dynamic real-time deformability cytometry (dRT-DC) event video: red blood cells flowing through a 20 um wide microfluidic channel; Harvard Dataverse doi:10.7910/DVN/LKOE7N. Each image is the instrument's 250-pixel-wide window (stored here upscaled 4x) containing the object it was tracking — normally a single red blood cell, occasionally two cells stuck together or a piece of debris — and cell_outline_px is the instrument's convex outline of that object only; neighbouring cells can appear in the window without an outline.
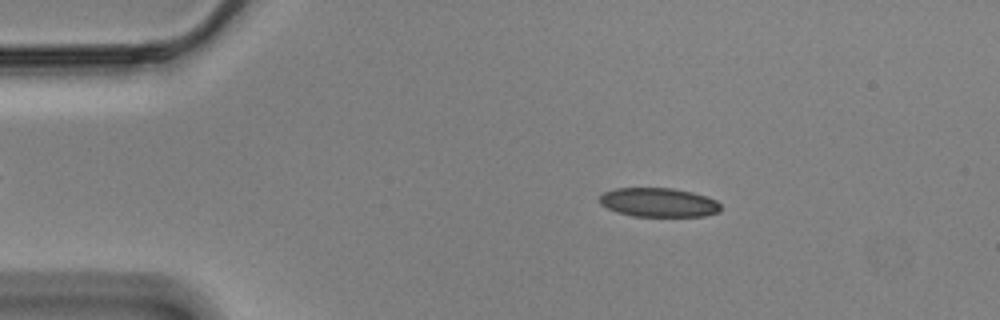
{"species": "Egyptian fruit bat (a non-hibernating species)", "species_latin": "Rousettus aegyptiacus", "temperature_condition": "cold", "stored_images_in_passage": 56, "camera_frame_rate_fps": 3000, "um_per_image_px": 0.085, "animal": {"sex": "male"}, "frame": {"image": 1, "passage_image": 9, "time_ms": 2.667, "image_size_px": [1000, 320], "cell_outline_px": [[720, 212], [704, 216], [632, 216], [616, 212], [600, 204], [600, 196], [604, 192], [616, 188], [672, 188], [692, 192], [716, 200], [720, 204]], "centroid_in_image_um": [55.98, 17.21], "position_along_channel_um": 29.0, "area_um2": 20.46}}
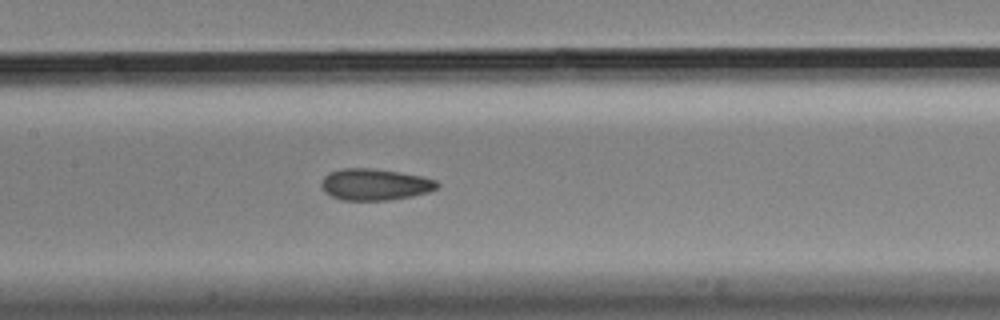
{"frame": {"image": 2, "passage_image": 26, "time_ms": 8.333, "image_size_px": [1000, 320], "cell_outline_px": [[440, 184], [436, 188], [428, 192], [412, 196], [388, 200], [340, 200], [324, 192], [320, 188], [320, 184], [324, 176], [328, 172], [340, 168], [372, 168], [400, 172], [424, 176], [436, 180]], "centroid_in_image_um": [31.83, 15.67], "position_along_channel_um": 175.6, "area_um2": 21.56}}
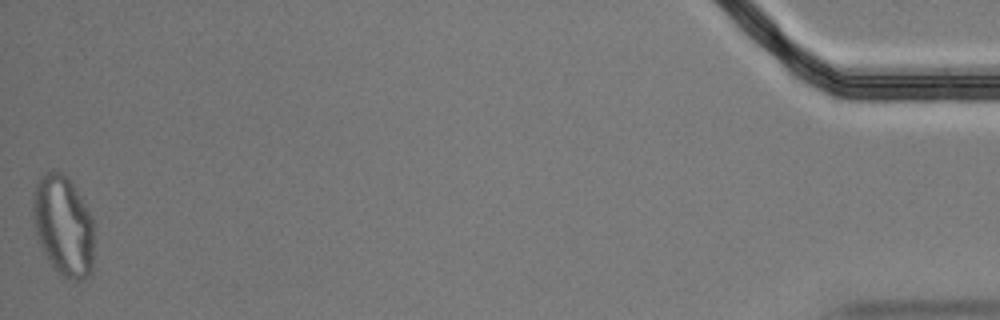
{"frame": {"image": 3, "passage_image": 56, "time_ms": 18.333, "image_size_px": [1000, 320], "cell_outline_px": [[92, 272], [88, 276], [80, 280], [76, 280], [64, 276], [56, 272], [48, 260], [40, 244], [36, 232], [32, 212], [32, 204], [36, 184], [44, 172], [64, 172], [68, 176], [84, 204], [92, 220]], "centroid_in_image_um": [5.36, 19.19], "position_along_channel_um": 429.8, "area_um2": 35.26}, "authors_computed_cell_mechanics": {"area_um2": 21.5305, "velocity_mm_per_s": 3.4967, "shape_relaxation_time_tau1_ms": null, "shape_relaxation_time_tau2_ms": 2.801, "deformation_change_tau1": null, "deformation_change_tau2": 0.0736}}